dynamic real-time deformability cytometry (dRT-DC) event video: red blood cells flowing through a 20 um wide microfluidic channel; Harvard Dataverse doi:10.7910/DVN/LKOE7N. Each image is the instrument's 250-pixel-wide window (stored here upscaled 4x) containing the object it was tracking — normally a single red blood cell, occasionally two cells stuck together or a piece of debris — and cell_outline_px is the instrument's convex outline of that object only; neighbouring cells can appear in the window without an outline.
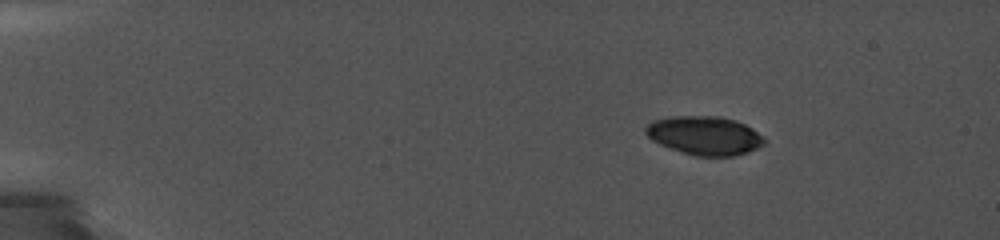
{"species": "common noctule bat (a hibernating species)", "species_latin": "Nyctalus noctula", "temperature_condition": "cold", "stored_images_in_passage": 4, "camera_frame_rate_fps": 5000, "um_per_image_px": 0.085, "animal": {"sex": "female", "body_mass_g": 19.0, "forearm_length_mm": 56.7}, "frame": {"image": 1, "passage_image": 1, "time_ms": 0.0, "image_size_px": [1000, 240], "cell_outline_px": [[768, 140], [764, 144], [748, 152], [736, 156], [696, 156], [660, 144], [652, 140], [644, 132], [644, 128], [652, 120], [672, 116], [720, 116], [736, 120], [752, 128]], "centroid_in_image_um": [59.91, 11.51], "position_along_channel_um": 25.1, "area_um2": 26.82}}
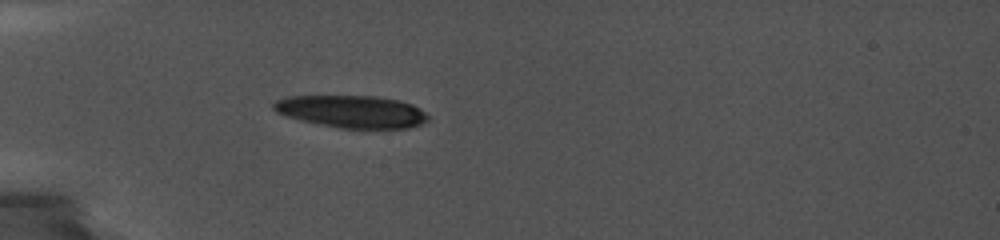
{"frame": {"image": 2, "passage_image": 4, "time_ms": 3.2, "image_size_px": [1000, 240], "cell_outline_px": [[428, 120], [420, 124], [408, 128], [340, 128], [300, 120], [276, 112], [272, 108], [272, 104], [276, 100], [288, 96], [376, 96], [400, 100], [412, 104], [420, 108], [428, 116]], "centroid_in_image_um": [29.9, 9.47], "position_along_channel_um": 55.1, "area_um2": 29.07}}